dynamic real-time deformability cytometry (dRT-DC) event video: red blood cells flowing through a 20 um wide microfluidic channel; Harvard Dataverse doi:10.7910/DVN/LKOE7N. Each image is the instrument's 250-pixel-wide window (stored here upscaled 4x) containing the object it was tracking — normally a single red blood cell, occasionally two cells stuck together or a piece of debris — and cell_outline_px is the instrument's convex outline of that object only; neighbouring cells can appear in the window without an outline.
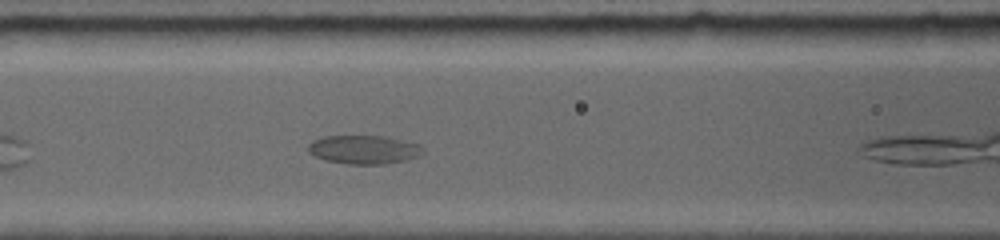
{"species": "common noctule bat (a hibernating species)", "species_latin": "Nyctalus noctula", "temperature_condition": "room temperature", "stored_images_in_passage": 7, "camera_frame_rate_fps": 5000, "um_per_image_px": 0.085, "animal": {"sex": "female", "body_mass_g": 19.0, "forearm_length_mm": 56.7}, "frame": {"image": 1, "passage_image": 6, "time_ms": 3.0, "image_size_px": [1000, 240], "cell_outline_px": [[424, 152], [416, 156], [404, 160], [384, 164], [348, 164], [328, 160], [316, 156], [308, 152], [308, 144], [316, 140], [328, 136], [380, 136], [416, 144]], "centroid_in_image_um": [30.88, 12.72], "position_along_channel_um": 135.7, "area_um2": 18.44}}